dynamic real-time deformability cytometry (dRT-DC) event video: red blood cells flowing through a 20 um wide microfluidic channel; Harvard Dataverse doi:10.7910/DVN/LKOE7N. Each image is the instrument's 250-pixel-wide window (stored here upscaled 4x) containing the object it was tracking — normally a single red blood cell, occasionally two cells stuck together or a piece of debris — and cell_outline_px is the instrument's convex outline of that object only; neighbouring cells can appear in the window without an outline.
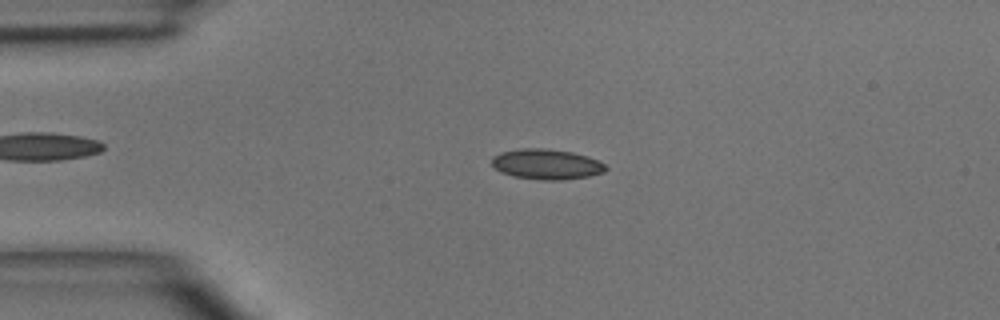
{"species": "common noctule bat (a hibernating species)", "species_latin": "Nyctalus noctula", "temperature_condition": "room temperature", "stored_images_in_passage": 5, "camera_frame_rate_fps": 3000, "um_per_image_px": 0.085, "animal": {"sex": "male", "body_mass_g": 15.6}, "frame": {"image": 1, "passage_image": 3, "time_ms": 2.333, "image_size_px": [1000, 320], "cell_outline_px": [[608, 168], [604, 172], [588, 176], [564, 180], [540, 180], [512, 176], [500, 172], [492, 164], [492, 156], [500, 152], [520, 148], [544, 148], [572, 152], [588, 156], [604, 164]], "centroid_in_image_um": [46.43, 13.96], "position_along_channel_um": 38.6, "area_um2": 20.23}}
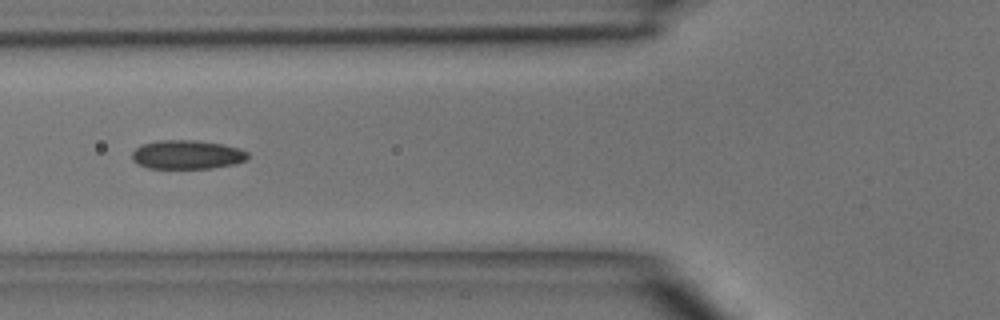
{"frame": {"image": 2, "passage_image": 5, "time_ms": 4.667, "image_size_px": [1000, 320], "cell_outline_px": [[248, 156], [244, 160], [236, 164], [212, 168], [148, 168], [132, 160], [132, 152], [140, 144], [156, 140], [196, 140], [224, 144], [240, 148], [248, 152]], "centroid_in_image_um": [15.9, 13.13], "position_along_channel_um": 109.9, "area_um2": 19.65}}